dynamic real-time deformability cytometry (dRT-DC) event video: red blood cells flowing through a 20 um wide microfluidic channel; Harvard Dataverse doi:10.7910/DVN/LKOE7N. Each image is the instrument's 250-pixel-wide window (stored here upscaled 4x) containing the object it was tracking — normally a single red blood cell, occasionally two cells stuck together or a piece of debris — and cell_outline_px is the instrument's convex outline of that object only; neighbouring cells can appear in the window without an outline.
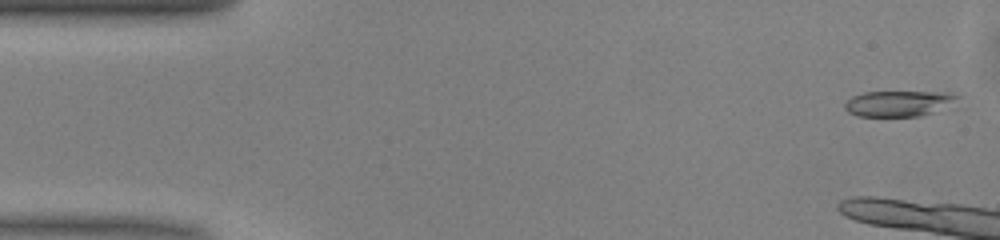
{"species": "common noctule bat (a hibernating species)", "species_latin": "Nyctalus noctula", "temperature_condition": "warm", "stored_images_in_passage": 14, "camera_frame_rate_fps": 3000, "um_per_image_px": 0.085, "animal": {"sex": "male", "body_mass_g": 13.0, "forearm_length_mm": 53.1}, "frame": {"image": 1, "passage_image": 1, "time_ms": 0.0, "image_size_px": [1000, 240], "cell_outline_px": [[960, 96], [956, 108], [920, 116], [856, 116], [848, 112], [844, 108], [844, 104], [852, 96], [864, 92], [948, 92]], "centroid_in_image_um": [76.54, 8.81], "position_along_channel_um": 8.5, "area_um2": 17.57}}
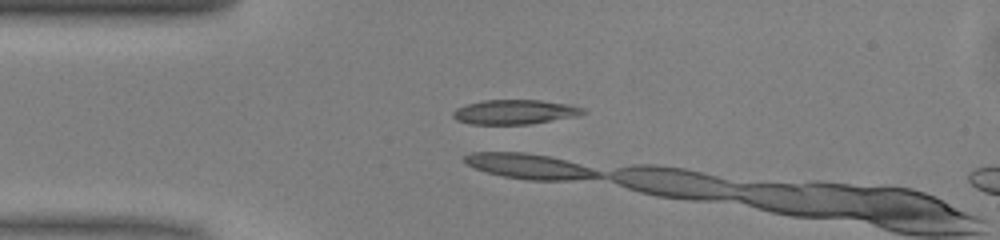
{"frame": {"image": 2, "passage_image": 11, "time_ms": 3.333, "image_size_px": [1000, 240], "cell_outline_px": [[588, 112], [576, 116], [528, 124], [472, 124], [456, 120], [452, 116], [452, 112], [456, 108], [468, 104], [484, 100], [540, 100], [568, 104], [584, 108]], "centroid_in_image_um": [43.75, 9.51], "position_along_channel_um": 41.3, "area_um2": 18.5}}